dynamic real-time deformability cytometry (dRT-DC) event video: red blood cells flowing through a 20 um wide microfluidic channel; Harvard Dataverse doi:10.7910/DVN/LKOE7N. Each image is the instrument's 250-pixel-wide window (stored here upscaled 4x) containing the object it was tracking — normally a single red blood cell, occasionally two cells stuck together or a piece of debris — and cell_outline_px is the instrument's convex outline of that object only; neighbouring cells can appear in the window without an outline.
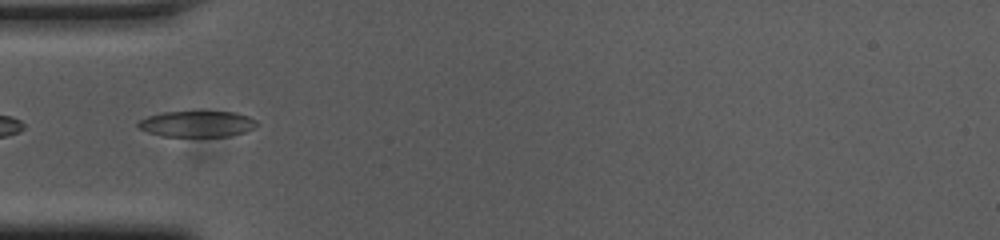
{"species": "common noctule bat (a hibernating species)", "species_latin": "Nyctalus noctula", "temperature_condition": "cold", "stored_images_in_passage": 38, "camera_frame_rate_fps": 3000, "um_per_image_px": 0.085, "animal": {"sex": "female", "body_mass_g": 23.0, "forearm_length_mm": 53.4}, "frame": {"image": 1, "passage_image": 1, "time_ms": 0.0, "image_size_px": [1000, 240], "cell_outline_px": [[260, 124], [244, 132], [228, 136], [164, 136], [148, 132], [140, 128], [136, 124], [140, 120], [148, 116], [164, 112], [236, 112], [248, 116], [256, 120]], "centroid_in_image_um": [16.77, 10.53], "position_along_channel_um": 68.2, "area_um2": 17.8}}
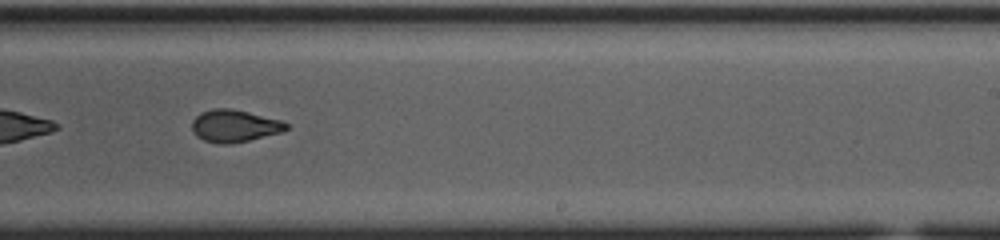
{"frame": {"image": 2, "passage_image": 17, "time_ms": 5.333, "image_size_px": [1000, 240], "cell_outline_px": [[288, 128], [280, 132], [232, 144], [220, 144], [204, 140], [196, 136], [192, 132], [192, 120], [200, 112], [212, 108], [232, 108], [280, 120], [288, 124]], "centroid_in_image_um": [19.87, 10.69], "position_along_channel_um": 269.1, "area_um2": 17.69}, "authors_computed_cell_mechanics": {"area_um2": 18.0336, "velocity_mm_per_s": 3.7607, "shape_relaxation_time_tau1_ms": null, "shape_relaxation_time_tau2_ms": 1.2526, "deformation_change_tau1": null, "deformation_change_tau2": 0.0669}}